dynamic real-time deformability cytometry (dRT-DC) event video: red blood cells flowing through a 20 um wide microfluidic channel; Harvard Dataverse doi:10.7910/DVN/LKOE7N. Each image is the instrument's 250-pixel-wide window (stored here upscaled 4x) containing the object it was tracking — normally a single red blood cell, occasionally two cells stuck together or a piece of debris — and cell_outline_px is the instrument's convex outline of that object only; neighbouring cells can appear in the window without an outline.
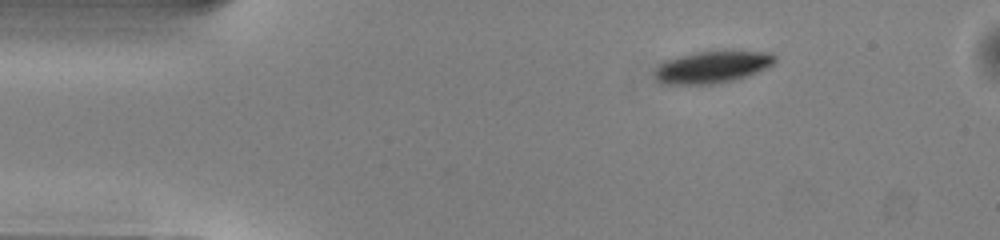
{"species": "common noctule bat (a hibernating species)", "species_latin": "Nyctalus noctula", "temperature_condition": "warm", "stored_images_in_passage": 38, "camera_frame_rate_fps": 3000, "um_per_image_px": 0.085, "animal": {"sex": "male", "body_mass_g": 13.0, "forearm_length_mm": 53.1}, "frame": {"image": 1, "passage_image": 1, "time_ms": 0.0, "image_size_px": [1000, 240], "cell_outline_px": [[776, 60], [772, 64], [748, 76], [732, 80], [712, 84], [660, 84], [652, 76], [656, 68], [660, 64], [668, 60], [680, 56], [696, 52], [724, 48], [772, 52], [776, 56]], "centroid_in_image_um": [60.57, 5.65], "position_along_channel_um": 24.4, "area_um2": 23.12}}
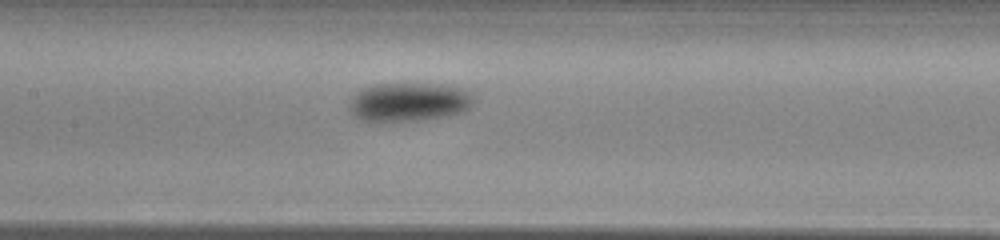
{"frame": {"image": 2, "passage_image": 17, "time_ms": 5.333, "image_size_px": [1000, 240], "cell_outline_px": [[472, 104], [464, 112], [448, 116], [392, 124], [372, 124], [360, 120], [348, 108], [348, 104], [352, 96], [360, 88], [372, 84], [440, 84], [464, 88], [472, 96]], "centroid_in_image_um": [34.67, 8.72], "position_along_channel_um": 172.7, "area_um2": 29.19}}
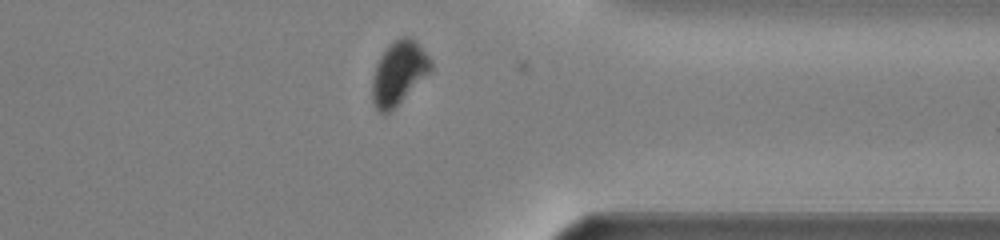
{"frame": {"image": 3, "passage_image": 33, "time_ms": 10.667, "image_size_px": [1000, 240], "cell_outline_px": [[432, 72], [384, 116], [376, 108], [372, 100], [372, 80], [376, 64], [380, 56], [400, 36], [408, 36], [432, 60]], "centroid_in_image_um": [33.89, 6.23], "position_along_channel_um": 377.5, "area_um2": 21.21}, "authors_computed_cell_mechanics": {"area_um2": 25.9233, "velocity_mm_per_s": 4.0111, "shape_relaxation_time_tau1_ms": 1.4653, "shape_relaxation_time_tau2_ms": null, "deformation_change_tau1": 0.1009, "deformation_change_tau2": null}}